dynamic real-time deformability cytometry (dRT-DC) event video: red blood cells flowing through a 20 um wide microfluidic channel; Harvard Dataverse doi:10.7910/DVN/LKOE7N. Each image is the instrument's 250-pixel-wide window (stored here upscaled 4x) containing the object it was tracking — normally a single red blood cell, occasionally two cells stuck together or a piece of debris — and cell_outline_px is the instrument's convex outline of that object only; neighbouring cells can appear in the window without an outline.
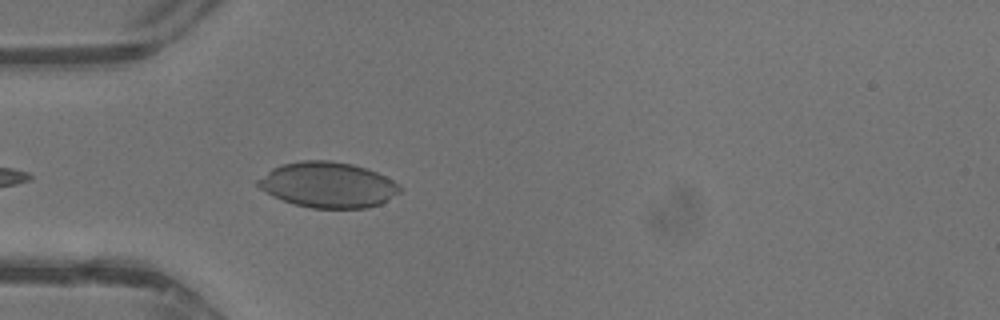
{"species": "common noctule bat (a hibernating species)", "species_latin": "Nyctalus noctula", "temperature_condition": "warm", "stored_images_in_passage": 21, "camera_frame_rate_fps": 3000, "um_per_image_px": 0.085, "animal": {"sex": "male", "body_mass_g": 13.3}, "frame": {"image": 1, "passage_image": 2, "time_ms": 0.333, "image_size_px": [1000, 320], "cell_outline_px": [[404, 188], [400, 192], [388, 200], [380, 204], [368, 208], [312, 208], [292, 204], [272, 196], [260, 188], [256, 184], [256, 180], [272, 168], [284, 164], [300, 160], [332, 160], [352, 164], [376, 172], [400, 184]], "centroid_in_image_um": [27.87, 15.72], "position_along_channel_um": 57.1, "area_um2": 37.86}}
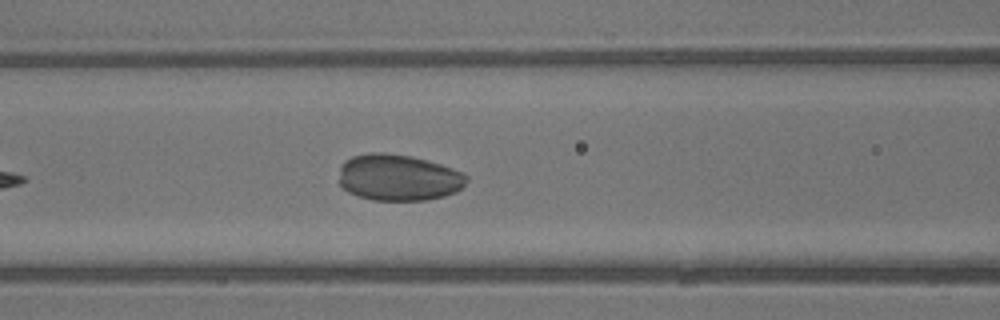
{"frame": {"image": 2, "passage_image": 7, "time_ms": 2.0, "image_size_px": [1000, 320], "cell_outline_px": [[468, 180], [456, 192], [444, 196], [428, 200], [372, 200], [348, 192], [340, 184], [340, 164], [344, 160], [352, 156], [372, 152], [384, 152], [412, 156], [440, 164], [452, 168], [468, 176]], "centroid_in_image_um": [33.85, 15.08], "position_along_channel_um": 132.7, "area_um2": 34.56}}
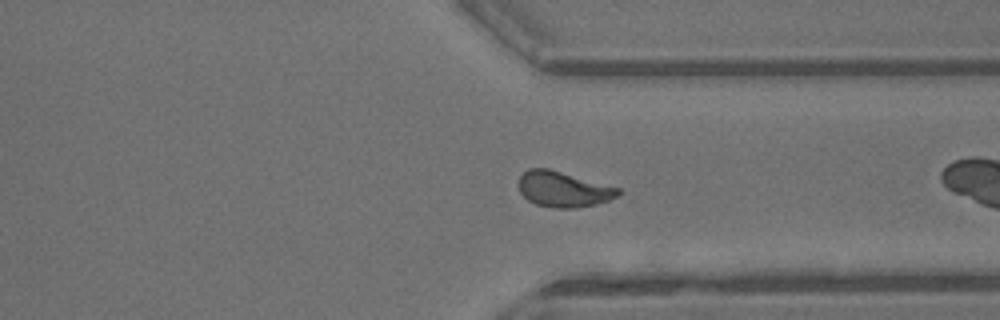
{"frame": {"image": 3, "passage_image": 19, "time_ms": 6.0, "image_size_px": [1000, 320], "cell_outline_px": [[624, 192], [608, 200], [596, 204], [576, 208], [556, 208], [536, 204], [528, 200], [520, 192], [520, 176], [528, 168], [548, 168], [620, 188]], "centroid_in_image_um": [47.9, 16.08], "position_along_channel_um": 363.5, "area_um2": 20.46}}